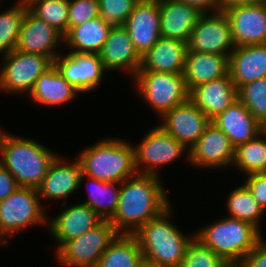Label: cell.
Returning a JSON list of instances; mask_svg holds the SVG:
<instances>
[{
    "label": "cell",
    "instance_id": "obj_1",
    "mask_svg": "<svg viewBox=\"0 0 266 267\" xmlns=\"http://www.w3.org/2000/svg\"><path fill=\"white\" fill-rule=\"evenodd\" d=\"M160 178L137 173L120 183L118 206L109 220L119 234H134L171 205Z\"/></svg>",
    "mask_w": 266,
    "mask_h": 267
},
{
    "label": "cell",
    "instance_id": "obj_2",
    "mask_svg": "<svg viewBox=\"0 0 266 267\" xmlns=\"http://www.w3.org/2000/svg\"><path fill=\"white\" fill-rule=\"evenodd\" d=\"M171 207L173 206L170 205L133 234L143 259L159 267H179L185 257L187 245L195 237V233L185 234L169 221L173 213Z\"/></svg>",
    "mask_w": 266,
    "mask_h": 267
},
{
    "label": "cell",
    "instance_id": "obj_3",
    "mask_svg": "<svg viewBox=\"0 0 266 267\" xmlns=\"http://www.w3.org/2000/svg\"><path fill=\"white\" fill-rule=\"evenodd\" d=\"M57 155L39 141L0 131V163L20 187L37 188Z\"/></svg>",
    "mask_w": 266,
    "mask_h": 267
},
{
    "label": "cell",
    "instance_id": "obj_4",
    "mask_svg": "<svg viewBox=\"0 0 266 267\" xmlns=\"http://www.w3.org/2000/svg\"><path fill=\"white\" fill-rule=\"evenodd\" d=\"M82 174L99 181L122 183L136 175L133 143L119 138H105L90 145L79 155Z\"/></svg>",
    "mask_w": 266,
    "mask_h": 267
},
{
    "label": "cell",
    "instance_id": "obj_5",
    "mask_svg": "<svg viewBox=\"0 0 266 267\" xmlns=\"http://www.w3.org/2000/svg\"><path fill=\"white\" fill-rule=\"evenodd\" d=\"M262 235L253 224L227 216L195 231V237L231 267L243 261L263 239Z\"/></svg>",
    "mask_w": 266,
    "mask_h": 267
},
{
    "label": "cell",
    "instance_id": "obj_6",
    "mask_svg": "<svg viewBox=\"0 0 266 267\" xmlns=\"http://www.w3.org/2000/svg\"><path fill=\"white\" fill-rule=\"evenodd\" d=\"M36 188L18 187L0 201V244L9 245V236L31 225H46L48 220Z\"/></svg>",
    "mask_w": 266,
    "mask_h": 267
},
{
    "label": "cell",
    "instance_id": "obj_7",
    "mask_svg": "<svg viewBox=\"0 0 266 267\" xmlns=\"http://www.w3.org/2000/svg\"><path fill=\"white\" fill-rule=\"evenodd\" d=\"M136 92L157 116L189 100V90L183 74L138 71L133 77Z\"/></svg>",
    "mask_w": 266,
    "mask_h": 267
},
{
    "label": "cell",
    "instance_id": "obj_8",
    "mask_svg": "<svg viewBox=\"0 0 266 267\" xmlns=\"http://www.w3.org/2000/svg\"><path fill=\"white\" fill-rule=\"evenodd\" d=\"M118 234L109 220H103L95 228L65 242L55 252L56 259L63 267H97L102 254Z\"/></svg>",
    "mask_w": 266,
    "mask_h": 267
},
{
    "label": "cell",
    "instance_id": "obj_9",
    "mask_svg": "<svg viewBox=\"0 0 266 267\" xmlns=\"http://www.w3.org/2000/svg\"><path fill=\"white\" fill-rule=\"evenodd\" d=\"M135 167L139 174L159 175L158 167L175 162L184 155L189 162V150L160 125L145 134L140 143H133Z\"/></svg>",
    "mask_w": 266,
    "mask_h": 267
},
{
    "label": "cell",
    "instance_id": "obj_10",
    "mask_svg": "<svg viewBox=\"0 0 266 267\" xmlns=\"http://www.w3.org/2000/svg\"><path fill=\"white\" fill-rule=\"evenodd\" d=\"M1 58L0 91L11 94L29 95L37 78L53 65L49 57L16 49Z\"/></svg>",
    "mask_w": 266,
    "mask_h": 267
},
{
    "label": "cell",
    "instance_id": "obj_11",
    "mask_svg": "<svg viewBox=\"0 0 266 267\" xmlns=\"http://www.w3.org/2000/svg\"><path fill=\"white\" fill-rule=\"evenodd\" d=\"M188 50L230 56L235 49L230 20L224 10L202 13L187 42Z\"/></svg>",
    "mask_w": 266,
    "mask_h": 267
},
{
    "label": "cell",
    "instance_id": "obj_12",
    "mask_svg": "<svg viewBox=\"0 0 266 267\" xmlns=\"http://www.w3.org/2000/svg\"><path fill=\"white\" fill-rule=\"evenodd\" d=\"M53 64L61 76L80 93L94 91L107 73L99 54L60 53Z\"/></svg>",
    "mask_w": 266,
    "mask_h": 267
},
{
    "label": "cell",
    "instance_id": "obj_13",
    "mask_svg": "<svg viewBox=\"0 0 266 267\" xmlns=\"http://www.w3.org/2000/svg\"><path fill=\"white\" fill-rule=\"evenodd\" d=\"M235 148L228 136L210 123L197 143L189 150V163L202 169L231 168Z\"/></svg>",
    "mask_w": 266,
    "mask_h": 267
},
{
    "label": "cell",
    "instance_id": "obj_14",
    "mask_svg": "<svg viewBox=\"0 0 266 267\" xmlns=\"http://www.w3.org/2000/svg\"><path fill=\"white\" fill-rule=\"evenodd\" d=\"M160 126L190 150L211 120L189 99L162 117Z\"/></svg>",
    "mask_w": 266,
    "mask_h": 267
},
{
    "label": "cell",
    "instance_id": "obj_15",
    "mask_svg": "<svg viewBox=\"0 0 266 267\" xmlns=\"http://www.w3.org/2000/svg\"><path fill=\"white\" fill-rule=\"evenodd\" d=\"M223 10L230 20L235 47L266 43V2Z\"/></svg>",
    "mask_w": 266,
    "mask_h": 267
},
{
    "label": "cell",
    "instance_id": "obj_16",
    "mask_svg": "<svg viewBox=\"0 0 266 267\" xmlns=\"http://www.w3.org/2000/svg\"><path fill=\"white\" fill-rule=\"evenodd\" d=\"M62 42L64 35L61 32L26 10L16 50L43 55L54 61L60 55L57 48Z\"/></svg>",
    "mask_w": 266,
    "mask_h": 267
},
{
    "label": "cell",
    "instance_id": "obj_17",
    "mask_svg": "<svg viewBox=\"0 0 266 267\" xmlns=\"http://www.w3.org/2000/svg\"><path fill=\"white\" fill-rule=\"evenodd\" d=\"M60 155L51 163L46 176L36 188L41 202L44 200H63L62 206L66 205L67 197H71L79 190V180L82 168L78 158L72 163L66 162ZM43 199V200H42Z\"/></svg>",
    "mask_w": 266,
    "mask_h": 267
},
{
    "label": "cell",
    "instance_id": "obj_18",
    "mask_svg": "<svg viewBox=\"0 0 266 267\" xmlns=\"http://www.w3.org/2000/svg\"><path fill=\"white\" fill-rule=\"evenodd\" d=\"M123 26L139 55L144 56L161 37L159 1H139Z\"/></svg>",
    "mask_w": 266,
    "mask_h": 267
},
{
    "label": "cell",
    "instance_id": "obj_19",
    "mask_svg": "<svg viewBox=\"0 0 266 267\" xmlns=\"http://www.w3.org/2000/svg\"><path fill=\"white\" fill-rule=\"evenodd\" d=\"M99 55L106 71L124 70L132 79L141 67L142 57L124 26L111 28Z\"/></svg>",
    "mask_w": 266,
    "mask_h": 267
},
{
    "label": "cell",
    "instance_id": "obj_20",
    "mask_svg": "<svg viewBox=\"0 0 266 267\" xmlns=\"http://www.w3.org/2000/svg\"><path fill=\"white\" fill-rule=\"evenodd\" d=\"M71 206V207H70ZM60 211L56 217L48 221L49 234L57 241L55 252L67 241L79 237L83 233L100 224L103 219L88 205L78 203Z\"/></svg>",
    "mask_w": 266,
    "mask_h": 267
},
{
    "label": "cell",
    "instance_id": "obj_21",
    "mask_svg": "<svg viewBox=\"0 0 266 267\" xmlns=\"http://www.w3.org/2000/svg\"><path fill=\"white\" fill-rule=\"evenodd\" d=\"M189 99L212 120L238 100V89L228 74L194 87Z\"/></svg>",
    "mask_w": 266,
    "mask_h": 267
},
{
    "label": "cell",
    "instance_id": "obj_22",
    "mask_svg": "<svg viewBox=\"0 0 266 267\" xmlns=\"http://www.w3.org/2000/svg\"><path fill=\"white\" fill-rule=\"evenodd\" d=\"M160 35L188 42L202 12L179 0H160Z\"/></svg>",
    "mask_w": 266,
    "mask_h": 267
},
{
    "label": "cell",
    "instance_id": "obj_23",
    "mask_svg": "<svg viewBox=\"0 0 266 267\" xmlns=\"http://www.w3.org/2000/svg\"><path fill=\"white\" fill-rule=\"evenodd\" d=\"M211 123L228 136L234 148L256 138L264 131V127L251 116L239 99L213 118Z\"/></svg>",
    "mask_w": 266,
    "mask_h": 267
},
{
    "label": "cell",
    "instance_id": "obj_24",
    "mask_svg": "<svg viewBox=\"0 0 266 267\" xmlns=\"http://www.w3.org/2000/svg\"><path fill=\"white\" fill-rule=\"evenodd\" d=\"M229 74L237 89L266 77V43L235 47L229 56Z\"/></svg>",
    "mask_w": 266,
    "mask_h": 267
},
{
    "label": "cell",
    "instance_id": "obj_25",
    "mask_svg": "<svg viewBox=\"0 0 266 267\" xmlns=\"http://www.w3.org/2000/svg\"><path fill=\"white\" fill-rule=\"evenodd\" d=\"M187 50L186 42L160 37L142 56L138 71L183 74Z\"/></svg>",
    "mask_w": 266,
    "mask_h": 267
},
{
    "label": "cell",
    "instance_id": "obj_26",
    "mask_svg": "<svg viewBox=\"0 0 266 267\" xmlns=\"http://www.w3.org/2000/svg\"><path fill=\"white\" fill-rule=\"evenodd\" d=\"M228 74V56L187 50L183 75L189 92L198 85Z\"/></svg>",
    "mask_w": 266,
    "mask_h": 267
},
{
    "label": "cell",
    "instance_id": "obj_27",
    "mask_svg": "<svg viewBox=\"0 0 266 267\" xmlns=\"http://www.w3.org/2000/svg\"><path fill=\"white\" fill-rule=\"evenodd\" d=\"M79 93L61 76L53 64L37 78L28 96L34 103L49 107L70 103Z\"/></svg>",
    "mask_w": 266,
    "mask_h": 267
},
{
    "label": "cell",
    "instance_id": "obj_28",
    "mask_svg": "<svg viewBox=\"0 0 266 267\" xmlns=\"http://www.w3.org/2000/svg\"><path fill=\"white\" fill-rule=\"evenodd\" d=\"M112 26L100 16L72 27L65 35L63 44L68 52L100 54Z\"/></svg>",
    "mask_w": 266,
    "mask_h": 267
},
{
    "label": "cell",
    "instance_id": "obj_29",
    "mask_svg": "<svg viewBox=\"0 0 266 267\" xmlns=\"http://www.w3.org/2000/svg\"><path fill=\"white\" fill-rule=\"evenodd\" d=\"M85 179H87L86 189L88 198L80 203L90 206L103 220H110L118 206L120 183L99 181L81 174L79 186H83L82 182H85Z\"/></svg>",
    "mask_w": 266,
    "mask_h": 267
},
{
    "label": "cell",
    "instance_id": "obj_30",
    "mask_svg": "<svg viewBox=\"0 0 266 267\" xmlns=\"http://www.w3.org/2000/svg\"><path fill=\"white\" fill-rule=\"evenodd\" d=\"M143 260L133 234H118L99 259L97 267H137Z\"/></svg>",
    "mask_w": 266,
    "mask_h": 267
},
{
    "label": "cell",
    "instance_id": "obj_31",
    "mask_svg": "<svg viewBox=\"0 0 266 267\" xmlns=\"http://www.w3.org/2000/svg\"><path fill=\"white\" fill-rule=\"evenodd\" d=\"M226 199L228 217L247 221L261 231V218L265 215L264 209L253 198L250 190L242 184L231 190Z\"/></svg>",
    "mask_w": 266,
    "mask_h": 267
},
{
    "label": "cell",
    "instance_id": "obj_32",
    "mask_svg": "<svg viewBox=\"0 0 266 267\" xmlns=\"http://www.w3.org/2000/svg\"><path fill=\"white\" fill-rule=\"evenodd\" d=\"M232 167H237L241 173L266 172V132L235 148Z\"/></svg>",
    "mask_w": 266,
    "mask_h": 267
},
{
    "label": "cell",
    "instance_id": "obj_33",
    "mask_svg": "<svg viewBox=\"0 0 266 267\" xmlns=\"http://www.w3.org/2000/svg\"><path fill=\"white\" fill-rule=\"evenodd\" d=\"M25 0L0 13V55H6L16 49L22 22L27 10Z\"/></svg>",
    "mask_w": 266,
    "mask_h": 267
},
{
    "label": "cell",
    "instance_id": "obj_34",
    "mask_svg": "<svg viewBox=\"0 0 266 267\" xmlns=\"http://www.w3.org/2000/svg\"><path fill=\"white\" fill-rule=\"evenodd\" d=\"M28 10L65 35L68 32L69 0H25Z\"/></svg>",
    "mask_w": 266,
    "mask_h": 267
},
{
    "label": "cell",
    "instance_id": "obj_35",
    "mask_svg": "<svg viewBox=\"0 0 266 267\" xmlns=\"http://www.w3.org/2000/svg\"><path fill=\"white\" fill-rule=\"evenodd\" d=\"M238 99L251 116L263 127L266 125V77L250 82L238 89Z\"/></svg>",
    "mask_w": 266,
    "mask_h": 267
},
{
    "label": "cell",
    "instance_id": "obj_36",
    "mask_svg": "<svg viewBox=\"0 0 266 267\" xmlns=\"http://www.w3.org/2000/svg\"><path fill=\"white\" fill-rule=\"evenodd\" d=\"M179 267H231L206 247L197 237L187 245L185 257Z\"/></svg>",
    "mask_w": 266,
    "mask_h": 267
},
{
    "label": "cell",
    "instance_id": "obj_37",
    "mask_svg": "<svg viewBox=\"0 0 266 267\" xmlns=\"http://www.w3.org/2000/svg\"><path fill=\"white\" fill-rule=\"evenodd\" d=\"M138 0H98L100 18L112 27L123 26Z\"/></svg>",
    "mask_w": 266,
    "mask_h": 267
},
{
    "label": "cell",
    "instance_id": "obj_38",
    "mask_svg": "<svg viewBox=\"0 0 266 267\" xmlns=\"http://www.w3.org/2000/svg\"><path fill=\"white\" fill-rule=\"evenodd\" d=\"M98 16V0H69L68 31Z\"/></svg>",
    "mask_w": 266,
    "mask_h": 267
},
{
    "label": "cell",
    "instance_id": "obj_39",
    "mask_svg": "<svg viewBox=\"0 0 266 267\" xmlns=\"http://www.w3.org/2000/svg\"><path fill=\"white\" fill-rule=\"evenodd\" d=\"M243 184L266 212V172L248 174Z\"/></svg>",
    "mask_w": 266,
    "mask_h": 267
},
{
    "label": "cell",
    "instance_id": "obj_40",
    "mask_svg": "<svg viewBox=\"0 0 266 267\" xmlns=\"http://www.w3.org/2000/svg\"><path fill=\"white\" fill-rule=\"evenodd\" d=\"M237 267H266V240L263 238Z\"/></svg>",
    "mask_w": 266,
    "mask_h": 267
},
{
    "label": "cell",
    "instance_id": "obj_41",
    "mask_svg": "<svg viewBox=\"0 0 266 267\" xmlns=\"http://www.w3.org/2000/svg\"><path fill=\"white\" fill-rule=\"evenodd\" d=\"M18 187L14 176L0 163V201L6 199Z\"/></svg>",
    "mask_w": 266,
    "mask_h": 267
},
{
    "label": "cell",
    "instance_id": "obj_42",
    "mask_svg": "<svg viewBox=\"0 0 266 267\" xmlns=\"http://www.w3.org/2000/svg\"><path fill=\"white\" fill-rule=\"evenodd\" d=\"M190 6L196 7L202 13L217 12L222 10L221 0H179Z\"/></svg>",
    "mask_w": 266,
    "mask_h": 267
},
{
    "label": "cell",
    "instance_id": "obj_43",
    "mask_svg": "<svg viewBox=\"0 0 266 267\" xmlns=\"http://www.w3.org/2000/svg\"><path fill=\"white\" fill-rule=\"evenodd\" d=\"M222 10L230 6H239V5H255L266 2V0H221Z\"/></svg>",
    "mask_w": 266,
    "mask_h": 267
},
{
    "label": "cell",
    "instance_id": "obj_44",
    "mask_svg": "<svg viewBox=\"0 0 266 267\" xmlns=\"http://www.w3.org/2000/svg\"><path fill=\"white\" fill-rule=\"evenodd\" d=\"M137 267H159V266H157V265H155V264H153V263H151V262L146 261V260L143 259V260L138 264Z\"/></svg>",
    "mask_w": 266,
    "mask_h": 267
},
{
    "label": "cell",
    "instance_id": "obj_45",
    "mask_svg": "<svg viewBox=\"0 0 266 267\" xmlns=\"http://www.w3.org/2000/svg\"><path fill=\"white\" fill-rule=\"evenodd\" d=\"M138 1H160V0H138Z\"/></svg>",
    "mask_w": 266,
    "mask_h": 267
}]
</instances>
